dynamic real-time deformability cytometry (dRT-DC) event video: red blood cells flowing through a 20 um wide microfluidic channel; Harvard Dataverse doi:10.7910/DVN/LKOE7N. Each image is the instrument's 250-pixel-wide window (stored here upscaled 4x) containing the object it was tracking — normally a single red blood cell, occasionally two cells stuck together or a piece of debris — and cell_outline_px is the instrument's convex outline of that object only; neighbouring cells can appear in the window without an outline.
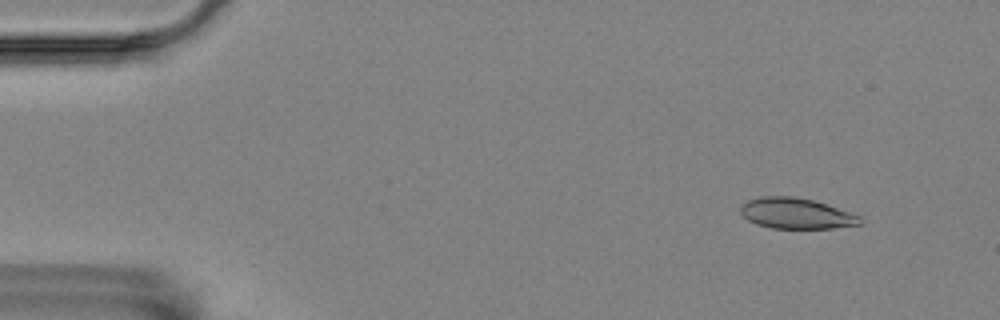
{"species": "Egyptian fruit bat (a non-hibernating species)", "species_latin": "Rousettus aegyptiacus", "temperature_condition": "room temperature", "stored_images_in_passage": 57, "camera_frame_rate_fps": 3000, "um_per_image_px": 0.085, "animal": {"sex": "female"}, "frame": {"image": 1, "passage_image": 5, "time_ms": 1.333, "image_size_px": [1000, 320], "cell_outline_px": [[860, 224], [832, 228], [772, 228], [756, 224], [748, 220], [740, 212], [740, 204], [748, 200], [760, 196], [792, 196], [812, 200], [860, 216]], "centroid_in_image_um": [67.59, 18.14], "position_along_channel_um": 17.4, "area_um2": 21.1}}
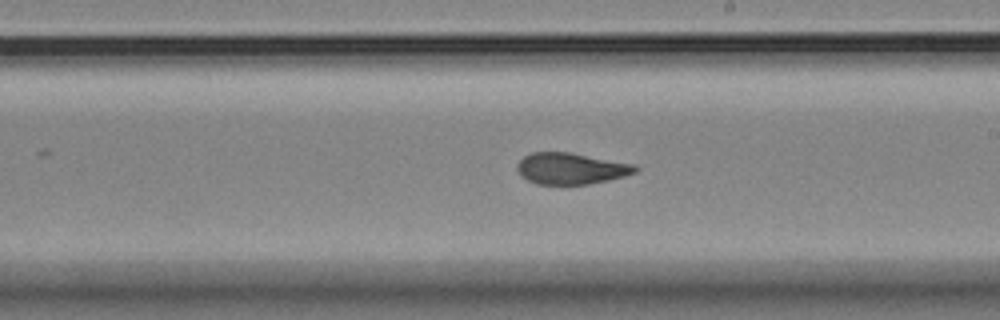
{"frame": {"image": 2, "passage_image": 32, "time_ms": 10.333, "image_size_px": [1000, 320], "cell_outline_px": [[640, 168], [636, 172], [624, 176], [608, 180], [588, 184], [536, 184], [520, 176], [516, 168], [516, 164], [524, 156], [532, 152], [572, 152], [636, 164]], "centroid_in_image_um": [48.54, 14.31], "position_along_channel_um": 240.5, "area_um2": 21.85}}
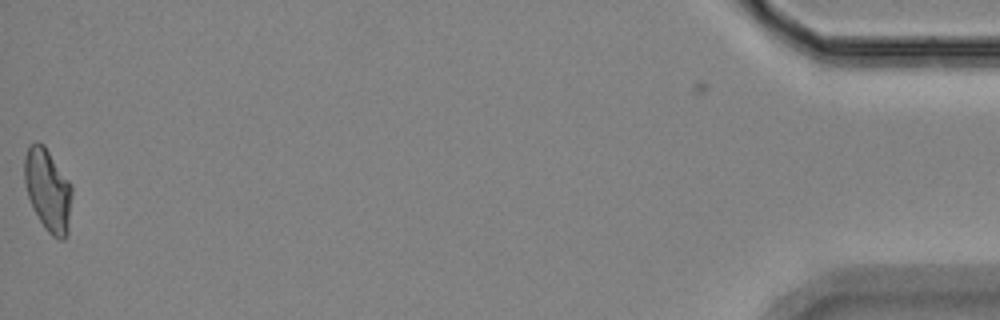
{"frame": {"image": 3, "passage_image": 56, "time_ms": 18.333, "image_size_px": [1000, 320], "cell_outline_px": [[72, 196], [68, 236], [64, 240], [60, 240], [52, 236], [44, 228], [32, 208], [24, 184], [24, 156], [28, 144], [36, 140], [44, 144], [72, 184]], "centroid_in_image_um": [4.07, 16.14], "position_along_channel_um": 431.1, "area_um2": 23.52}, "authors_computed_cell_mechanics": {"area_um2": 22.3108, "velocity_mm_per_s": 3.5424, "shape_relaxation_time_tau1_ms": 9.094, "shape_relaxation_time_tau2_ms": 1.9956, "deformation_change_tau1": 0.2138, "deformation_change_tau2": 0.0748}}